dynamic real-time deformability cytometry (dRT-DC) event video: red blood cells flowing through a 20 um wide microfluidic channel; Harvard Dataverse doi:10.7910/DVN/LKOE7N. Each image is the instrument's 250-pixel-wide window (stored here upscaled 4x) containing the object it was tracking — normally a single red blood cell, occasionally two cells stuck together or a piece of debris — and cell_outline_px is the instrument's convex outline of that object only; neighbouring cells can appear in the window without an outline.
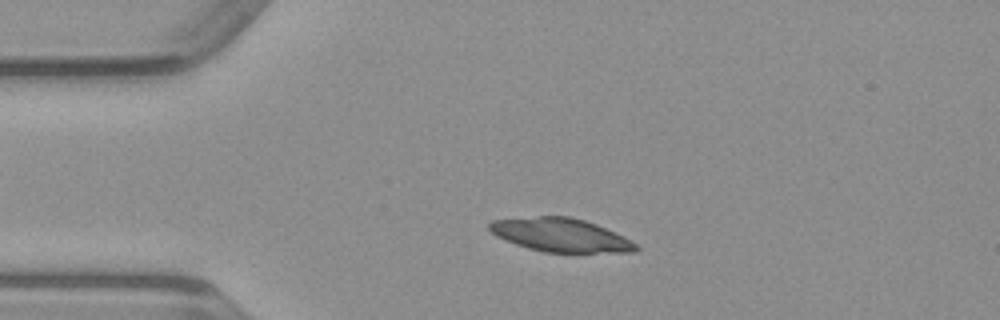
{"species": "common noctule bat (a hibernating species)", "species_latin": "Nyctalus noctula", "temperature_condition": "warm", "stored_images_in_passage": 40, "camera_frame_rate_fps": 3000, "um_per_image_px": 0.085, "animal": {"sex": "male", "body_mass_g": 23.1, "forearm_length_mm": 52.7}, "frame": {"image": 1, "passage_image": 2, "time_ms": 0.333, "image_size_px": [1000, 320], "cell_outline_px": [[640, 248], [636, 252], [544, 252], [528, 248], [516, 244], [496, 236], [488, 228], [488, 224], [492, 220], [536, 216], [568, 216], [584, 220], [596, 224], [624, 236], [632, 240]], "centroid_in_image_um": [47.67, 19.97], "position_along_channel_um": 37.3, "area_um2": 28.55}}
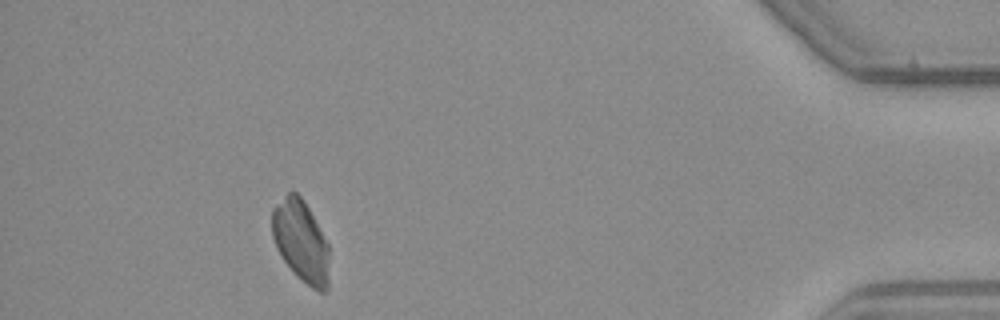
{"frame": {"image": 2, "passage_image": 36, "time_ms": 11.667, "image_size_px": [1000, 320], "cell_outline_px": [[328, 288], [324, 292], [320, 292], [312, 288], [280, 256], [276, 248], [272, 236], [272, 208], [292, 188], [304, 200], [328, 244]], "centroid_in_image_um": [25.56, 20.44], "position_along_channel_um": 409.6, "area_um2": 26.82}}